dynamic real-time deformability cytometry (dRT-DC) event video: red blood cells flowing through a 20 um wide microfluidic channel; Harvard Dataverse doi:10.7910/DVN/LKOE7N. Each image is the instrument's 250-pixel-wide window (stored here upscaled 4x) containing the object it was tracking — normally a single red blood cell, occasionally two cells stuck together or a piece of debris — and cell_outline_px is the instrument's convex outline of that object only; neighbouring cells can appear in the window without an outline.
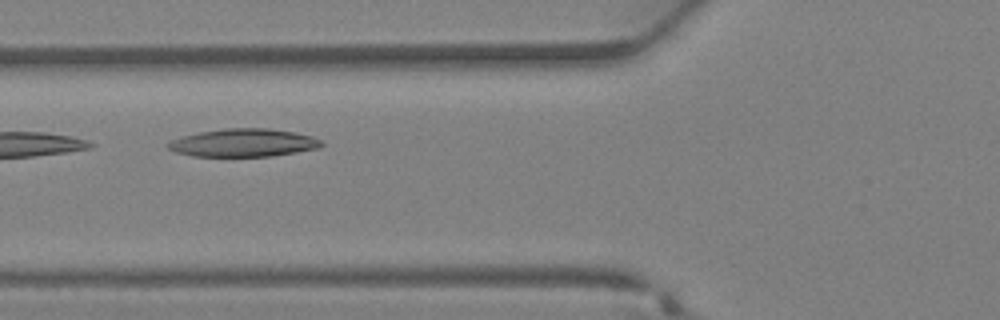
{"species": "Egyptian fruit bat (a non-hibernating species)", "species_latin": "Rousettus aegyptiacus", "temperature_condition": "warm", "stored_images_in_passage": 5, "camera_frame_rate_fps": 3000, "um_per_image_px": 0.085, "animal": {"sex": "female"}, "frame": {"image": 1, "passage_image": 3, "time_ms": 0.667, "image_size_px": [1000, 320], "cell_outline_px": [[324, 144], [316, 148], [296, 152], [272, 156], [192, 156], [176, 152], [168, 148], [164, 144], [172, 140], [196, 132], [224, 128], [268, 128], [292, 132], [312, 136], [320, 140]], "centroid_in_image_um": [20.65, 12.13], "position_along_channel_um": 105.2, "area_um2": 24.91}}